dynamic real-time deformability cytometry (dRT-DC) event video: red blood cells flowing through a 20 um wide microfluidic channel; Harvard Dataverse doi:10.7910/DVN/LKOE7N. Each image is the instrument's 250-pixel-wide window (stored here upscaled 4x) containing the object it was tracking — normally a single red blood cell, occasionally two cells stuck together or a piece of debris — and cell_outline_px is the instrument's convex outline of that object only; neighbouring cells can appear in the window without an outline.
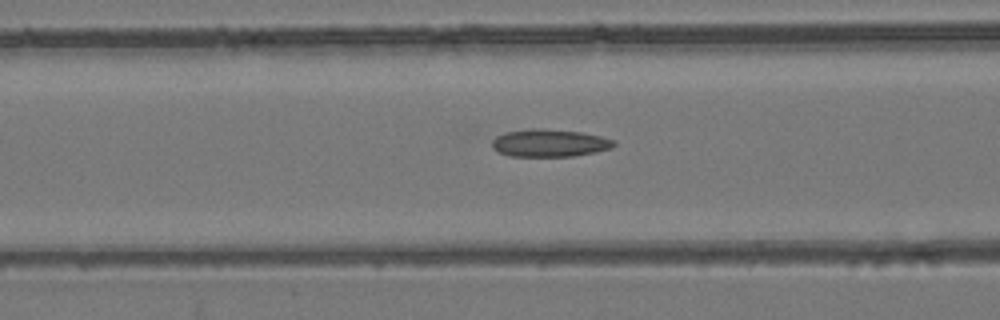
{"species": "common noctule bat (a hibernating species)", "species_latin": "Nyctalus noctula", "temperature_condition": "room temperature", "stored_images_in_passage": 55, "camera_frame_rate_fps": 3000, "um_per_image_px": 0.085, "animal": {"sex": "female", "body_mass_g": 24.6, "forearm_length_mm": 56.2}, "frame": {"image": 1, "passage_image": 22, "time_ms": 7.0, "image_size_px": [1000, 320], "cell_outline_px": [[616, 144], [612, 148], [596, 152], [572, 156], [508, 156], [496, 152], [492, 148], [492, 140], [496, 136], [504, 132], [532, 128], [544, 128], [580, 132], [600, 136], [616, 140]], "centroid_in_image_um": [46.69, 12.15], "position_along_channel_um": 119.9, "area_um2": 19.83}}
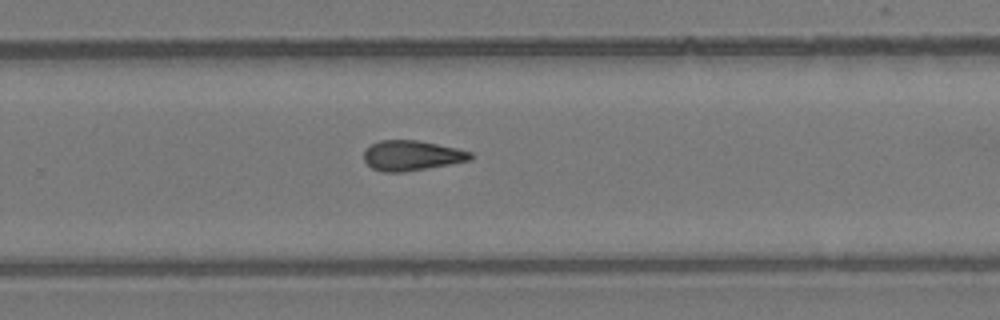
{"frame": {"image": 2, "passage_image": 36, "time_ms": 11.667, "image_size_px": [1000, 320], "cell_outline_px": [[472, 160], [400, 172], [384, 172], [372, 168], [364, 160], [364, 148], [380, 140], [416, 140], [456, 148], [472, 152]], "centroid_in_image_um": [34.96, 13.21], "position_along_channel_um": 294.8, "area_um2": 18.44}}
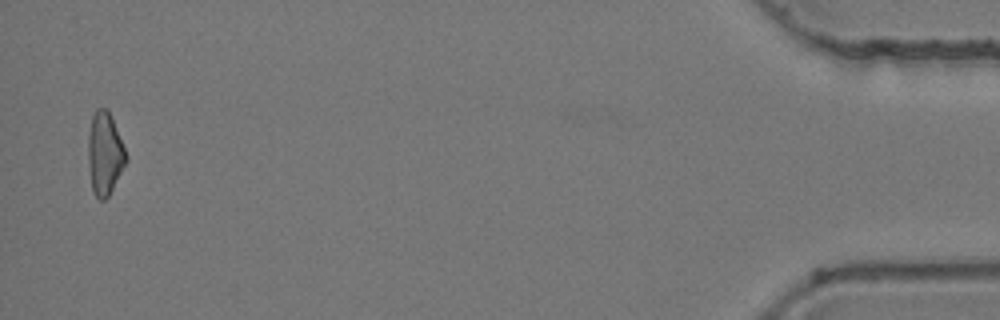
{"frame": {"image": 3, "passage_image": 54, "time_ms": 17.667, "image_size_px": [1000, 320], "cell_outline_px": [[128, 160], [108, 196], [104, 200], [100, 200], [92, 192], [88, 164], [88, 132], [92, 116], [96, 108], [108, 108], [128, 156]], "centroid_in_image_um": [8.9, 13.04], "position_along_channel_um": 426.3, "area_um2": 18.44}, "authors_computed_cell_mechanics": {"area_um2": 19.0162, "velocity_mm_per_s": 3.752, "shape_relaxation_time_tau1_ms": null, "shape_relaxation_time_tau2_ms": 6.0635, "deformation_change_tau1": null, "deformation_change_tau2": 0.1578}}